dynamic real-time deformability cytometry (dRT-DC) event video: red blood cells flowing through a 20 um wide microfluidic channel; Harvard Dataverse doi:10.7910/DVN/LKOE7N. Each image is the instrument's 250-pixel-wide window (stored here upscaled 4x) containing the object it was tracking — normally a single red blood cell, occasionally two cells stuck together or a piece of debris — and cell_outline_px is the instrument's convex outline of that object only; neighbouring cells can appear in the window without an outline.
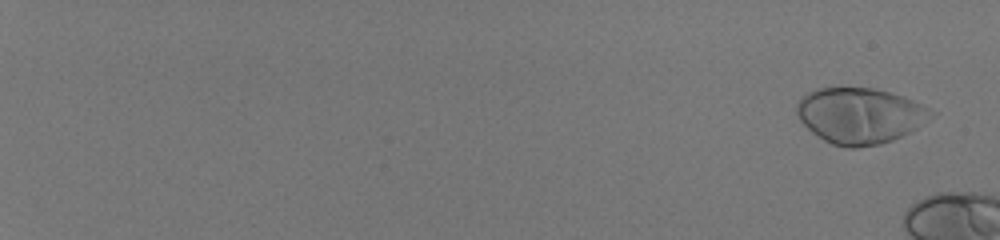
{"species": "human", "species_latin": "Homo sapiens", "temperature_condition": "room temperature", "stored_images_in_passage": 15, "camera_frame_rate_fps": 3000, "um_per_image_px": 0.085, "donor": {"sex": "male"}, "frame": {"image": 1, "passage_image": 3, "time_ms": 0.667, "image_size_px": [1000, 240], "cell_outline_px": [[936, 112], [932, 116], [916, 128], [892, 140], [880, 144], [856, 148], [844, 148], [832, 144], [824, 140], [812, 132], [800, 120], [796, 112], [796, 104], [808, 92], [816, 88], [872, 88], [904, 96]], "centroid_in_image_um": [73.07, 9.83], "position_along_channel_um": 11.9, "area_um2": 43.41}}